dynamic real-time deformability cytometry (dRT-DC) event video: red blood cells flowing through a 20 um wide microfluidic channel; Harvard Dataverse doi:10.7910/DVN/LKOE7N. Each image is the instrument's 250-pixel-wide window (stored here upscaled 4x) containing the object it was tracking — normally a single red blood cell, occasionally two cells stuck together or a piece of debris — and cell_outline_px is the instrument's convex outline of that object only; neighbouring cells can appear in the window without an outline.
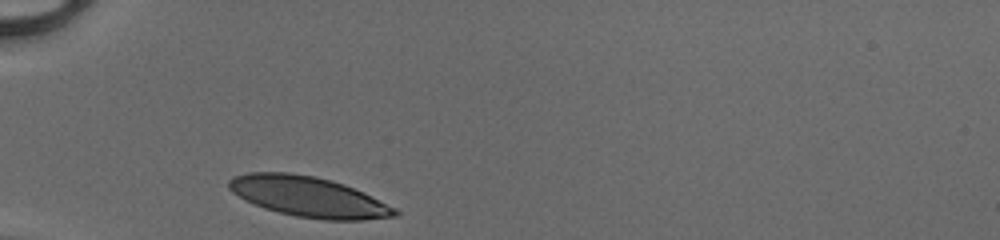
{"species": "human", "species_latin": "Homo sapiens", "temperature_condition": "cold", "stored_images_in_passage": 27, "camera_frame_rate_fps": 3000, "um_per_image_px": 0.085, "donor": {"sex": "male"}, "frame": {"image": 1, "passage_image": 1, "time_ms": 0.0, "image_size_px": [1000, 240], "cell_outline_px": [[400, 212], [396, 216], [364, 220], [324, 220], [296, 216], [264, 208], [244, 200], [232, 192], [228, 188], [228, 180], [232, 176], [248, 172], [288, 172], [316, 176], [332, 180], [344, 184], [364, 192], [396, 208]], "centroid_in_image_um": [26.21, 16.71], "position_along_channel_um": 58.8, "area_um2": 39.25}}
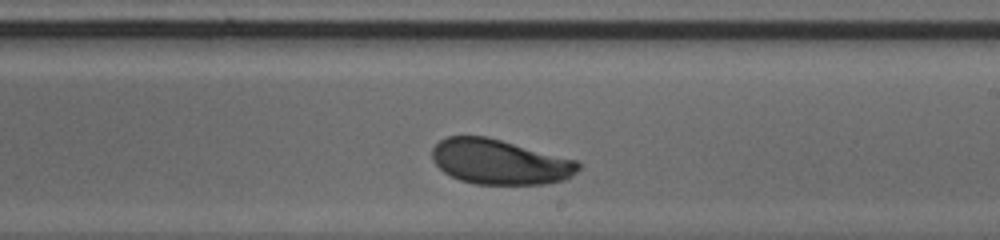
{"frame": {"image": 2, "passage_image": 16, "time_ms": 5.0, "image_size_px": [1000, 240], "cell_outline_px": [[580, 168], [572, 176], [564, 180], [544, 184], [476, 184], [460, 180], [444, 172], [432, 160], [432, 148], [440, 140], [448, 136], [488, 136], [576, 160], [580, 164]], "centroid_in_image_um": [42.47, 13.75], "position_along_channel_um": 246.5, "area_um2": 38.32}}
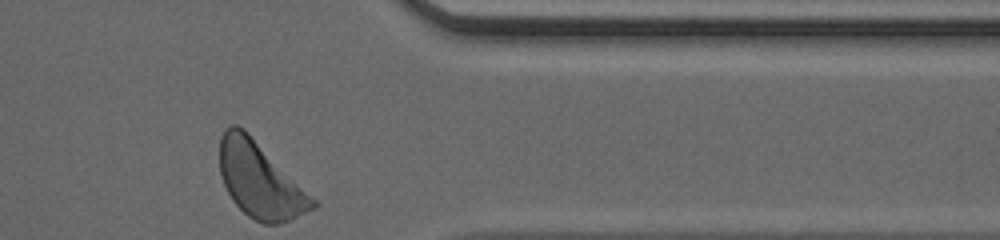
{"frame": {"image": 3, "passage_image": 27, "time_ms": 8.667, "image_size_px": [1000, 240], "cell_outline_px": [[320, 204], [316, 208], [280, 224], [264, 224], [248, 216], [232, 200], [224, 184], [220, 172], [220, 136], [224, 128], [232, 124], [236, 124], [244, 128]], "centroid_in_image_um": [22.09, 15.31], "position_along_channel_um": 389.3, "area_um2": 40.63}, "authors_computed_cell_mechanics": {"area_um2": 38.7838, "velocity_mm_per_s": 4.0772, "shape_relaxation_time_tau1_ms": 2.589, "shape_relaxation_time_tau2_ms": null, "deformation_change_tau1": 0.1194, "deformation_change_tau2": null}}